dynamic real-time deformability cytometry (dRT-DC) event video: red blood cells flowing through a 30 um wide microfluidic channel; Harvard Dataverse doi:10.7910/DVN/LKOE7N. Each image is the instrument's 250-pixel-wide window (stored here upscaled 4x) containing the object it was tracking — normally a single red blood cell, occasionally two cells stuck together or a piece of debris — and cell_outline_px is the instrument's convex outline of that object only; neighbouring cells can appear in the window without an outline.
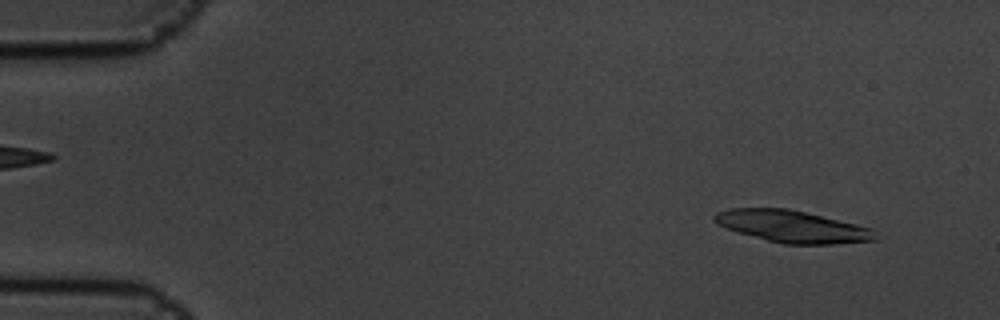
{"species": "common noctule bat (a hibernating species)", "species_latin": "Nyctalus noctula", "temperature_condition": "cold", "stored_images_in_passage": 5, "camera_frame_rate_fps": 3000, "um_per_image_px": 0.085, "animal": {"sex": "male", "body_mass_g": 19.5, "forearm_length_mm": 54.6}, "frame": {"image": 1, "passage_image": 1, "time_ms": 0.0, "image_size_px": [1000, 320], "cell_outline_px": [[884, 236], [876, 240], [832, 244], [784, 244], [768, 240], [724, 228], [716, 224], [712, 220], [712, 216], [716, 212], [732, 208], [788, 208], [856, 224], [872, 228]], "centroid_in_image_um": [67.38, 19.25], "position_along_channel_um": 17.6, "area_um2": 30.17}}